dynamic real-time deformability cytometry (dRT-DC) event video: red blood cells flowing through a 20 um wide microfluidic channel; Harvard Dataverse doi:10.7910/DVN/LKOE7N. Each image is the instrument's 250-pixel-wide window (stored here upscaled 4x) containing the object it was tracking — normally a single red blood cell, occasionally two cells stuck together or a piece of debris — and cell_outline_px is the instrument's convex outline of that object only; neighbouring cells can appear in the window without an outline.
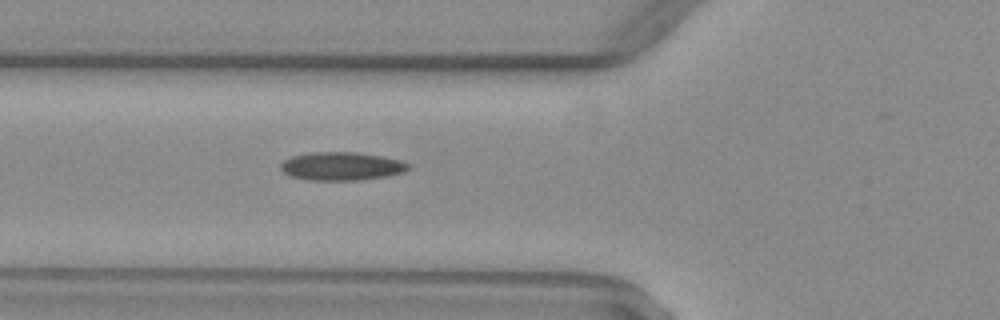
{"species": "common noctule bat (a hibernating species)", "species_latin": "Nyctalus noctula", "temperature_condition": "warm", "stored_images_in_passage": 35, "camera_frame_rate_fps": 3000, "um_per_image_px": 0.085, "animal": {"sex": "female", "body_mass_g": 29.2, "forearm_length_mm": 56.3}, "frame": {"image": 1, "passage_image": 3, "time_ms": 0.667, "image_size_px": [1000, 320], "cell_outline_px": [[400, 168], [388, 172], [364, 176], [316, 176], [292, 172], [288, 168], [288, 164], [300, 160], [320, 156], [356, 156], [380, 160], [396, 164]], "centroid_in_image_um": [29.01, 14.14], "position_along_channel_um": 96.8, "area_um2": 12.66}}
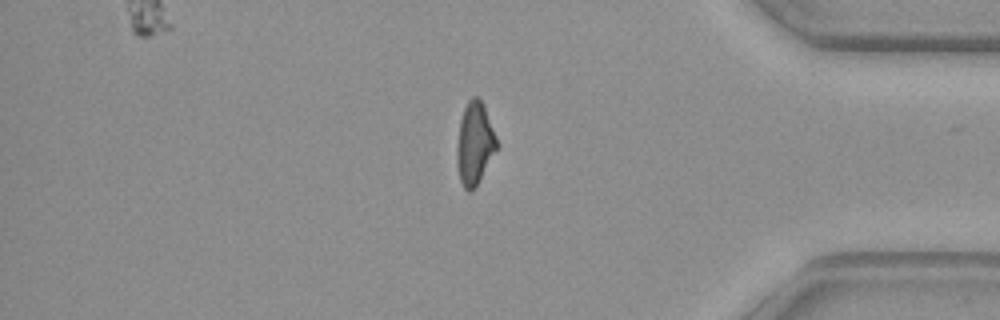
{"frame": {"image": 2, "passage_image": 27, "time_ms": 8.667, "image_size_px": [1000, 320], "cell_outline_px": [[496, 148], [476, 180], [468, 188], [464, 184], [460, 172], [460, 136], [464, 116], [468, 108], [476, 100], [480, 104], [496, 140]], "centroid_in_image_um": [40.39, 12.23], "position_along_channel_um": 394.8, "area_um2": 14.91}}
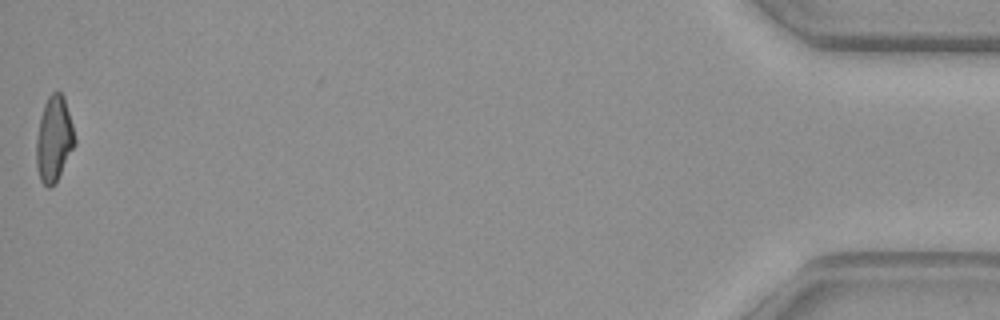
{"frame": {"image": 3, "passage_image": 35, "time_ms": 11.333, "image_size_px": [1000, 320], "cell_outline_px": [[72, 144], [52, 184], [48, 184], [40, 168], [40, 164], [60, 96], [64, 104], [68, 116], [72, 132]], "centroid_in_image_um": [4.83, 12.23], "position_along_channel_um": 430.4, "area_um2": 10.75}, "authors_computed_cell_mechanics": {"area_um2": 12.2536, "velocity_mm_per_s": 4.0656, "shape_relaxation_time_tau1_ms": null, "shape_relaxation_time_tau2_ms": 8.8933, "deformation_change_tau1": null, "deformation_change_tau2": 0.2671}}